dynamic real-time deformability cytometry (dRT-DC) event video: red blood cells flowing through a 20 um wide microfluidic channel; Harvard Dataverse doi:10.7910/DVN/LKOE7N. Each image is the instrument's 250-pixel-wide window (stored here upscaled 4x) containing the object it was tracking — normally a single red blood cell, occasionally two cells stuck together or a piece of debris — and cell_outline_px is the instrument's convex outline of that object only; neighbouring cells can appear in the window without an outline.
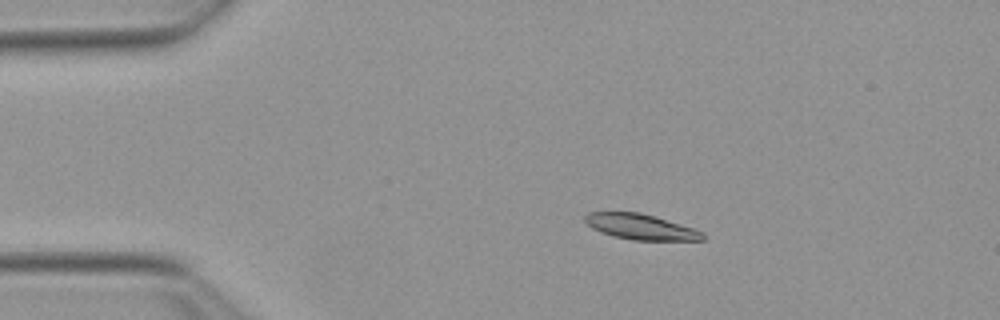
{"species": "Egyptian fruit bat (a non-hibernating species)", "species_latin": "Rousettus aegyptiacus", "temperature_condition": "warm", "stored_images_in_passage": 13, "camera_frame_rate_fps": 3000, "um_per_image_px": 0.085, "animal": {"sex": "female"}, "frame": {"image": 1, "passage_image": 9, "time_ms": 2.667, "image_size_px": [1000, 320], "cell_outline_px": [[704, 240], [632, 240], [612, 236], [600, 232], [592, 228], [584, 220], [584, 216], [588, 212], [640, 212], [692, 228], [704, 232]], "centroid_in_image_um": [54.42, 19.28], "position_along_channel_um": 30.6, "area_um2": 17.34}}